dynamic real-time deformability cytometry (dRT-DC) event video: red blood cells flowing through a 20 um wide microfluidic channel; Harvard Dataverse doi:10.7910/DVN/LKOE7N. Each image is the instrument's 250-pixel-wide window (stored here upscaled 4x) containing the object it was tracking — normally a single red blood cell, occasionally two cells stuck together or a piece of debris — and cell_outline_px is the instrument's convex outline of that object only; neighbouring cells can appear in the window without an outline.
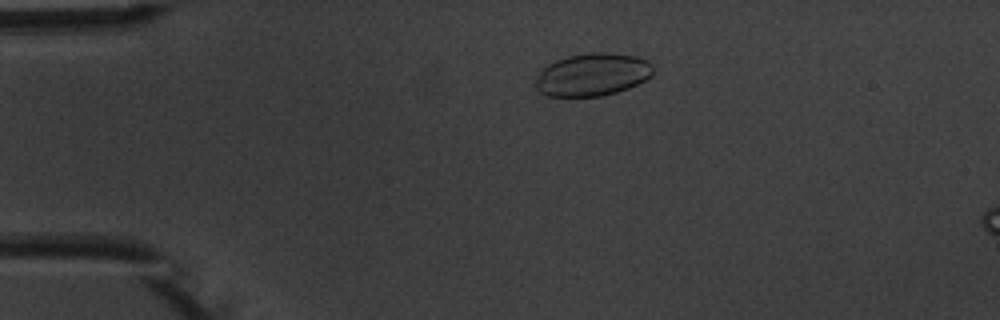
{"species": "common noctule bat (a hibernating species)", "species_latin": "Nyctalus noctula", "temperature_condition": "warm", "stored_images_in_passage": 5, "segment_of_instrument_passage": [1, 2], "camera_frame_rate_fps": 3000, "um_per_image_px": 0.085, "animal": {"sex": "male", "body_mass_g": 20.1, "forearm_length_mm": 53.5}, "frame": {"image": 1, "passage_image": 3, "time_ms": 2.333, "image_size_px": [1000, 320], "cell_outline_px": [[652, 76], [628, 88], [616, 92], [600, 96], [548, 96], [540, 92], [536, 88], [536, 76], [548, 64], [556, 60], [568, 56], [588, 52], [608, 52], [636, 56], [648, 60], [652, 64]], "centroid_in_image_um": [50.36, 6.33], "position_along_channel_um": 34.6, "area_um2": 29.25}}